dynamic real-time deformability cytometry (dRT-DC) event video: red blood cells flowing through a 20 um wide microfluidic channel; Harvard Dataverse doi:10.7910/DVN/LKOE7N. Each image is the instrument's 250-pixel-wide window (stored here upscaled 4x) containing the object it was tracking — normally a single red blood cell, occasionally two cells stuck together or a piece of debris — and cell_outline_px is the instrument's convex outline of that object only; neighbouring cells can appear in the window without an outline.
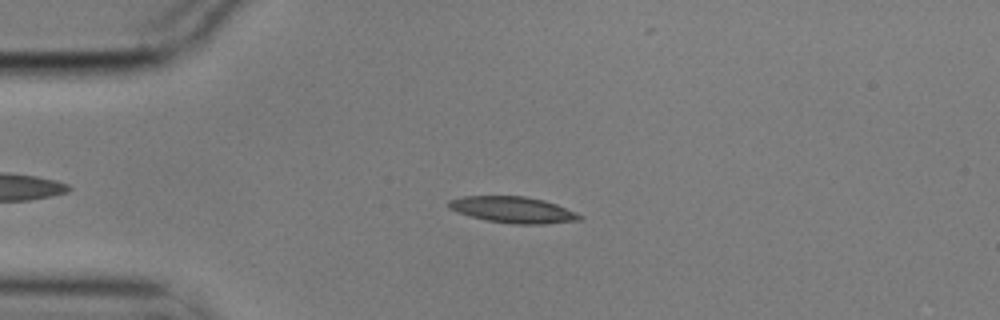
{"species": "common noctule bat (a hibernating species)", "species_latin": "Nyctalus noctula", "temperature_condition": "cold", "stored_images_in_passage": 4, "camera_frame_rate_fps": 3000, "um_per_image_px": 0.085, "animal": {"sex": "male", "body_mass_g": 17.9}, "frame": {"image": 1, "passage_image": 4, "time_ms": 1.0, "image_size_px": [1000, 320], "cell_outline_px": [[584, 216], [580, 220], [544, 224], [516, 224], [488, 220], [456, 212], [448, 208], [448, 200], [464, 196], [524, 196], [544, 200], [556, 204]], "centroid_in_image_um": [43.6, 17.82], "position_along_channel_um": 41.4, "area_um2": 19.88}}